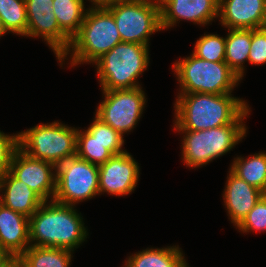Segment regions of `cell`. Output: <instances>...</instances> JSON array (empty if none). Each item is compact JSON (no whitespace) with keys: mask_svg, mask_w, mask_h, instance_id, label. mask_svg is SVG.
<instances>
[{"mask_svg":"<svg viewBox=\"0 0 266 267\" xmlns=\"http://www.w3.org/2000/svg\"><path fill=\"white\" fill-rule=\"evenodd\" d=\"M241 231H264L266 230V196L263 195L248 215L237 226Z\"/></svg>","mask_w":266,"mask_h":267,"instance_id":"28","label":"cell"},{"mask_svg":"<svg viewBox=\"0 0 266 267\" xmlns=\"http://www.w3.org/2000/svg\"><path fill=\"white\" fill-rule=\"evenodd\" d=\"M4 267H16V257H13Z\"/></svg>","mask_w":266,"mask_h":267,"instance_id":"33","label":"cell"},{"mask_svg":"<svg viewBox=\"0 0 266 267\" xmlns=\"http://www.w3.org/2000/svg\"><path fill=\"white\" fill-rule=\"evenodd\" d=\"M29 246V218L0 203V249L20 257Z\"/></svg>","mask_w":266,"mask_h":267,"instance_id":"16","label":"cell"},{"mask_svg":"<svg viewBox=\"0 0 266 267\" xmlns=\"http://www.w3.org/2000/svg\"><path fill=\"white\" fill-rule=\"evenodd\" d=\"M0 203L11 210L30 218L44 200L23 181L16 179L10 172L0 177Z\"/></svg>","mask_w":266,"mask_h":267,"instance_id":"18","label":"cell"},{"mask_svg":"<svg viewBox=\"0 0 266 267\" xmlns=\"http://www.w3.org/2000/svg\"><path fill=\"white\" fill-rule=\"evenodd\" d=\"M225 37L226 52L225 63L242 79L244 74V62L249 57L252 29H228Z\"/></svg>","mask_w":266,"mask_h":267,"instance_id":"20","label":"cell"},{"mask_svg":"<svg viewBox=\"0 0 266 267\" xmlns=\"http://www.w3.org/2000/svg\"><path fill=\"white\" fill-rule=\"evenodd\" d=\"M99 169V194L108 192L117 196L127 195L134 191L139 179V166L126 151L113 155Z\"/></svg>","mask_w":266,"mask_h":267,"instance_id":"13","label":"cell"},{"mask_svg":"<svg viewBox=\"0 0 266 267\" xmlns=\"http://www.w3.org/2000/svg\"><path fill=\"white\" fill-rule=\"evenodd\" d=\"M161 27L168 29L180 19L205 26L219 16V0H158Z\"/></svg>","mask_w":266,"mask_h":267,"instance_id":"14","label":"cell"},{"mask_svg":"<svg viewBox=\"0 0 266 267\" xmlns=\"http://www.w3.org/2000/svg\"><path fill=\"white\" fill-rule=\"evenodd\" d=\"M71 252L62 248L29 246L19 258L28 267H69Z\"/></svg>","mask_w":266,"mask_h":267,"instance_id":"23","label":"cell"},{"mask_svg":"<svg viewBox=\"0 0 266 267\" xmlns=\"http://www.w3.org/2000/svg\"><path fill=\"white\" fill-rule=\"evenodd\" d=\"M7 33L4 29L1 17H0V37L3 36V34Z\"/></svg>","mask_w":266,"mask_h":267,"instance_id":"35","label":"cell"},{"mask_svg":"<svg viewBox=\"0 0 266 267\" xmlns=\"http://www.w3.org/2000/svg\"><path fill=\"white\" fill-rule=\"evenodd\" d=\"M120 42L121 36L113 15L106 8H90L78 33L71 39L69 49L58 60L61 64L72 51V66L85 62L95 64Z\"/></svg>","mask_w":266,"mask_h":267,"instance_id":"3","label":"cell"},{"mask_svg":"<svg viewBox=\"0 0 266 267\" xmlns=\"http://www.w3.org/2000/svg\"><path fill=\"white\" fill-rule=\"evenodd\" d=\"M16 267H28L19 257H16Z\"/></svg>","mask_w":266,"mask_h":267,"instance_id":"34","label":"cell"},{"mask_svg":"<svg viewBox=\"0 0 266 267\" xmlns=\"http://www.w3.org/2000/svg\"><path fill=\"white\" fill-rule=\"evenodd\" d=\"M148 46L120 42L95 63L103 91L140 87L137 78L149 64Z\"/></svg>","mask_w":266,"mask_h":267,"instance_id":"4","label":"cell"},{"mask_svg":"<svg viewBox=\"0 0 266 267\" xmlns=\"http://www.w3.org/2000/svg\"><path fill=\"white\" fill-rule=\"evenodd\" d=\"M46 202L29 218L30 246L73 251L88 235L83 218L71 205L54 200L49 201L50 204Z\"/></svg>","mask_w":266,"mask_h":267,"instance_id":"2","label":"cell"},{"mask_svg":"<svg viewBox=\"0 0 266 267\" xmlns=\"http://www.w3.org/2000/svg\"><path fill=\"white\" fill-rule=\"evenodd\" d=\"M249 106L232 94L180 93L175 130H205L232 124Z\"/></svg>","mask_w":266,"mask_h":267,"instance_id":"1","label":"cell"},{"mask_svg":"<svg viewBox=\"0 0 266 267\" xmlns=\"http://www.w3.org/2000/svg\"><path fill=\"white\" fill-rule=\"evenodd\" d=\"M106 9L113 15L122 42L149 46V36L162 30L158 0H127Z\"/></svg>","mask_w":266,"mask_h":267,"instance_id":"8","label":"cell"},{"mask_svg":"<svg viewBox=\"0 0 266 267\" xmlns=\"http://www.w3.org/2000/svg\"><path fill=\"white\" fill-rule=\"evenodd\" d=\"M18 148V134L9 136L0 131V177L9 172L12 157Z\"/></svg>","mask_w":266,"mask_h":267,"instance_id":"29","label":"cell"},{"mask_svg":"<svg viewBox=\"0 0 266 267\" xmlns=\"http://www.w3.org/2000/svg\"><path fill=\"white\" fill-rule=\"evenodd\" d=\"M12 258L7 251L0 249V267H4Z\"/></svg>","mask_w":266,"mask_h":267,"instance_id":"32","label":"cell"},{"mask_svg":"<svg viewBox=\"0 0 266 267\" xmlns=\"http://www.w3.org/2000/svg\"><path fill=\"white\" fill-rule=\"evenodd\" d=\"M56 192L54 201L75 206L99 194L98 165L77 156L56 166Z\"/></svg>","mask_w":266,"mask_h":267,"instance_id":"9","label":"cell"},{"mask_svg":"<svg viewBox=\"0 0 266 267\" xmlns=\"http://www.w3.org/2000/svg\"><path fill=\"white\" fill-rule=\"evenodd\" d=\"M224 190L225 207L237 227L264 193L236 176L231 170Z\"/></svg>","mask_w":266,"mask_h":267,"instance_id":"17","label":"cell"},{"mask_svg":"<svg viewBox=\"0 0 266 267\" xmlns=\"http://www.w3.org/2000/svg\"><path fill=\"white\" fill-rule=\"evenodd\" d=\"M230 170L249 185L264 193L266 189V153L254 154L246 159L237 157Z\"/></svg>","mask_w":266,"mask_h":267,"instance_id":"22","label":"cell"},{"mask_svg":"<svg viewBox=\"0 0 266 267\" xmlns=\"http://www.w3.org/2000/svg\"><path fill=\"white\" fill-rule=\"evenodd\" d=\"M225 38L217 34H205L197 40L193 54L210 62H225Z\"/></svg>","mask_w":266,"mask_h":267,"instance_id":"27","label":"cell"},{"mask_svg":"<svg viewBox=\"0 0 266 267\" xmlns=\"http://www.w3.org/2000/svg\"><path fill=\"white\" fill-rule=\"evenodd\" d=\"M26 36L42 37L59 59L69 49L71 39L60 29L53 13V0H25Z\"/></svg>","mask_w":266,"mask_h":267,"instance_id":"11","label":"cell"},{"mask_svg":"<svg viewBox=\"0 0 266 267\" xmlns=\"http://www.w3.org/2000/svg\"><path fill=\"white\" fill-rule=\"evenodd\" d=\"M52 169L56 170L53 163L34 159L18 148L12 157L9 172L27 184L44 201H48V198L54 199L56 192V173L51 172Z\"/></svg>","mask_w":266,"mask_h":267,"instance_id":"12","label":"cell"},{"mask_svg":"<svg viewBox=\"0 0 266 267\" xmlns=\"http://www.w3.org/2000/svg\"><path fill=\"white\" fill-rule=\"evenodd\" d=\"M180 93L231 94L240 78L225 62H210L194 54L174 63Z\"/></svg>","mask_w":266,"mask_h":267,"instance_id":"7","label":"cell"},{"mask_svg":"<svg viewBox=\"0 0 266 267\" xmlns=\"http://www.w3.org/2000/svg\"><path fill=\"white\" fill-rule=\"evenodd\" d=\"M104 100L95 115L122 136L140 120L145 107V93L141 87L103 91Z\"/></svg>","mask_w":266,"mask_h":267,"instance_id":"10","label":"cell"},{"mask_svg":"<svg viewBox=\"0 0 266 267\" xmlns=\"http://www.w3.org/2000/svg\"><path fill=\"white\" fill-rule=\"evenodd\" d=\"M77 132L59 122L40 124L18 133V146L28 156L57 166L76 156Z\"/></svg>","mask_w":266,"mask_h":267,"instance_id":"6","label":"cell"},{"mask_svg":"<svg viewBox=\"0 0 266 267\" xmlns=\"http://www.w3.org/2000/svg\"><path fill=\"white\" fill-rule=\"evenodd\" d=\"M219 17L228 29L264 28L266 0H219Z\"/></svg>","mask_w":266,"mask_h":267,"instance_id":"15","label":"cell"},{"mask_svg":"<svg viewBox=\"0 0 266 267\" xmlns=\"http://www.w3.org/2000/svg\"><path fill=\"white\" fill-rule=\"evenodd\" d=\"M84 0H53V13L60 29L72 39L79 31L87 10Z\"/></svg>","mask_w":266,"mask_h":267,"instance_id":"21","label":"cell"},{"mask_svg":"<svg viewBox=\"0 0 266 267\" xmlns=\"http://www.w3.org/2000/svg\"><path fill=\"white\" fill-rule=\"evenodd\" d=\"M76 156L99 166L109 160L113 154L103 144L96 141L95 137L86 130H78Z\"/></svg>","mask_w":266,"mask_h":267,"instance_id":"25","label":"cell"},{"mask_svg":"<svg viewBox=\"0 0 266 267\" xmlns=\"http://www.w3.org/2000/svg\"><path fill=\"white\" fill-rule=\"evenodd\" d=\"M250 114L247 108L232 124L205 130L184 132L182 145V160L191 167L205 165L217 157L226 154L246 135L243 124L245 117Z\"/></svg>","mask_w":266,"mask_h":267,"instance_id":"5","label":"cell"},{"mask_svg":"<svg viewBox=\"0 0 266 267\" xmlns=\"http://www.w3.org/2000/svg\"><path fill=\"white\" fill-rule=\"evenodd\" d=\"M125 267H188L178 246L145 249L130 256Z\"/></svg>","mask_w":266,"mask_h":267,"instance_id":"19","label":"cell"},{"mask_svg":"<svg viewBox=\"0 0 266 267\" xmlns=\"http://www.w3.org/2000/svg\"><path fill=\"white\" fill-rule=\"evenodd\" d=\"M248 61L260 65L266 63V29H252V42Z\"/></svg>","mask_w":266,"mask_h":267,"instance_id":"30","label":"cell"},{"mask_svg":"<svg viewBox=\"0 0 266 267\" xmlns=\"http://www.w3.org/2000/svg\"><path fill=\"white\" fill-rule=\"evenodd\" d=\"M86 131L95 137L96 141L103 144L113 155L126 152V150H122L124 144L123 136L96 115L93 123L90 124Z\"/></svg>","mask_w":266,"mask_h":267,"instance_id":"26","label":"cell"},{"mask_svg":"<svg viewBox=\"0 0 266 267\" xmlns=\"http://www.w3.org/2000/svg\"><path fill=\"white\" fill-rule=\"evenodd\" d=\"M0 17L6 32L26 36L25 0H0Z\"/></svg>","mask_w":266,"mask_h":267,"instance_id":"24","label":"cell"},{"mask_svg":"<svg viewBox=\"0 0 266 267\" xmlns=\"http://www.w3.org/2000/svg\"><path fill=\"white\" fill-rule=\"evenodd\" d=\"M124 1L127 0H91V2H93V5H95L91 8H108Z\"/></svg>","mask_w":266,"mask_h":267,"instance_id":"31","label":"cell"}]
</instances>
